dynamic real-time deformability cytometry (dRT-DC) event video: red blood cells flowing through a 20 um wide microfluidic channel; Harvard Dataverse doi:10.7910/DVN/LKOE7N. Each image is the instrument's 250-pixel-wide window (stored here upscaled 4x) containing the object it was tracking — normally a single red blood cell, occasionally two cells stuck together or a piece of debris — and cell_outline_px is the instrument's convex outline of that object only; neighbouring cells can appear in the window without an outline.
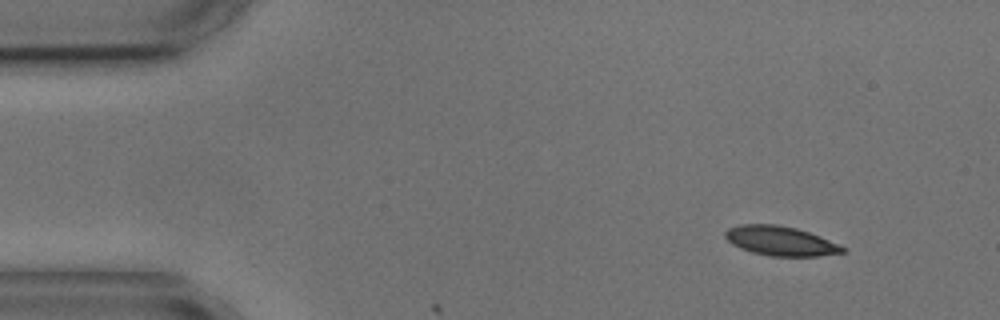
{"species": "common noctule bat (a hibernating species)", "species_latin": "Nyctalus noctula", "temperature_condition": "cold", "stored_images_in_passage": 3, "camera_frame_rate_fps": 3000, "um_per_image_px": 0.085, "animal": {"sex": "male", "body_mass_g": 17.9, "forearm_length_mm": 54.2}, "frame": {"image": 1, "passage_image": 1, "time_ms": 0.0, "image_size_px": [1000, 320], "cell_outline_px": [[848, 252], [820, 256], [768, 256], [752, 252], [740, 248], [732, 244], [724, 236], [724, 232], [728, 228], [740, 224], [776, 224], [796, 228], [820, 236], [848, 248]], "centroid_in_image_um": [66.37, 20.48], "position_along_channel_um": 18.6, "area_um2": 20.35}}